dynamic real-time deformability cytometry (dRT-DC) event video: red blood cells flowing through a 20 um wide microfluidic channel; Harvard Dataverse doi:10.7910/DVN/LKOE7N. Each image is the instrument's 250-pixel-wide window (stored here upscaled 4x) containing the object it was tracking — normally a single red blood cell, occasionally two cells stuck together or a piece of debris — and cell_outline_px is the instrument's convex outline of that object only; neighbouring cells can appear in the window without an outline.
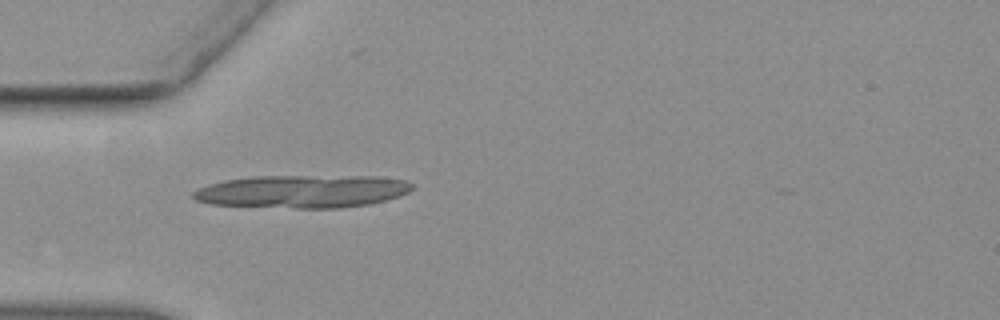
{"species": "common noctule bat (a hibernating species)", "species_latin": "Nyctalus noctula", "temperature_condition": "warm", "stored_images_in_passage": 42, "segment_of_instrument_passage": [2, 2], "camera_frame_rate_fps": 3000, "um_per_image_px": 0.085, "animal": {"sex": "female", "body_mass_g": 19.3, "forearm_length_mm": 54.1}, "frame": {"image": 1, "passage_image": 11, "time_ms": 3.333, "image_size_px": [1000, 320], "cell_outline_px": [[296, 180], [280, 200], [264, 204], [232, 204], [208, 200], [224, 184], [240, 180]], "centroid_in_image_um": [21.45, 16.3], "position_along_channel_um": 63.6, "area_um2": 11.44}}
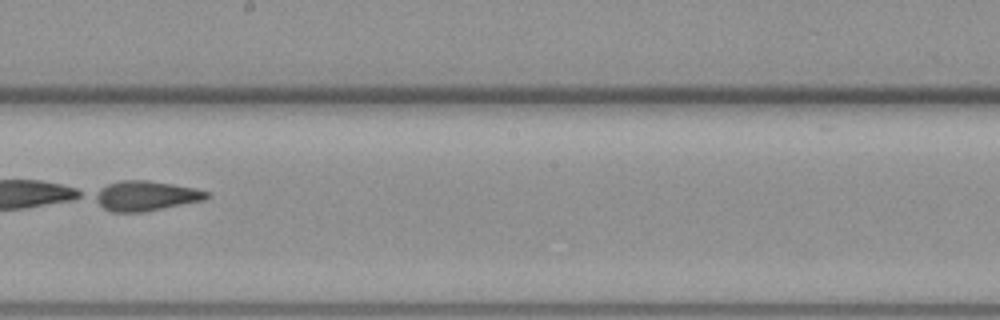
{"frame": {"image": 2, "passage_image": 23, "time_ms": 7.333, "image_size_px": [1000, 320], "cell_outline_px": [[204, 196], [188, 200], [148, 208], [112, 208], [104, 204], [104, 192], [112, 188], [124, 184], [152, 184], [180, 188], [200, 192]], "centroid_in_image_um": [12.44, 16.65], "position_along_channel_um": 235.8, "area_um2": 12.83}}